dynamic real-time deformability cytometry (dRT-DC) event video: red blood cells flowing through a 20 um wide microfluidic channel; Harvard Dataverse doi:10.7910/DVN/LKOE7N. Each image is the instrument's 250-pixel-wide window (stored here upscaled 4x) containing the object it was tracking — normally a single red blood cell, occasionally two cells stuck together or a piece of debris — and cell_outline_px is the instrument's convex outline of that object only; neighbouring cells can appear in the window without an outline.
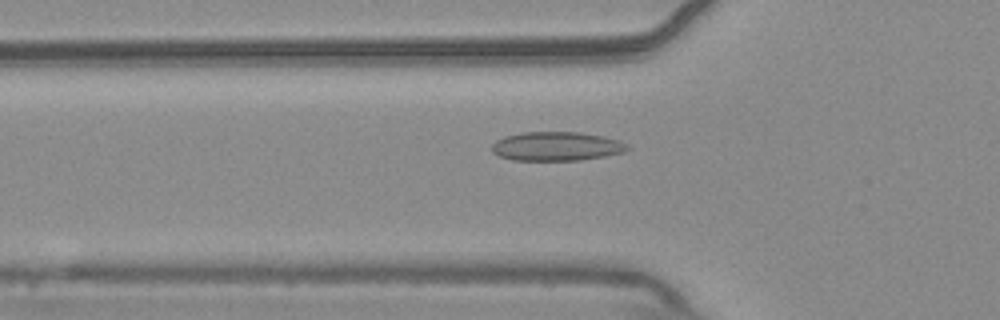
{"species": "common noctule bat (a hibernating species)", "species_latin": "Nyctalus noctula", "temperature_condition": "warm", "stored_images_in_passage": 55, "camera_frame_rate_fps": 3000, "um_per_image_px": 0.085, "animal": {"sex": "male", "body_mass_g": 20.4}, "frame": {"image": 1, "passage_image": 19, "time_ms": 6.0, "image_size_px": [1000, 320], "cell_outline_px": [[632, 148], [624, 152], [604, 156], [580, 160], [512, 160], [500, 156], [492, 152], [492, 144], [496, 140], [504, 136], [524, 132], [580, 132], [604, 136], [620, 140], [628, 144]], "centroid_in_image_um": [47.34, 12.43], "position_along_channel_um": 78.5, "area_um2": 23.06}}
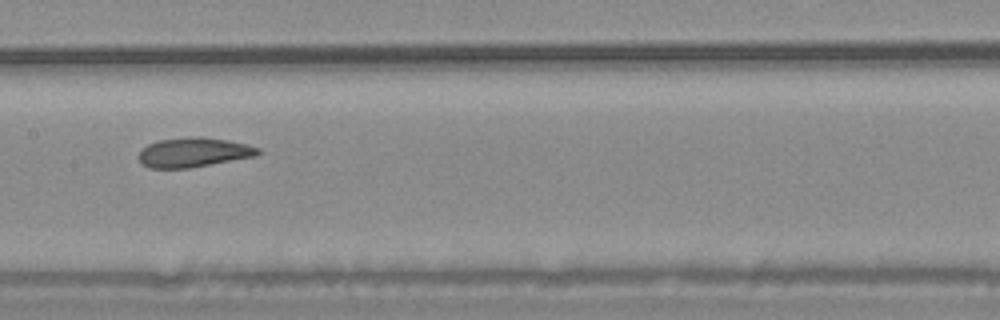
{"frame": {"image": 2, "passage_image": 28, "time_ms": 9.0, "image_size_px": [1000, 320], "cell_outline_px": [[260, 152], [256, 156], [188, 168], [148, 168], [136, 156], [148, 144], [160, 140], [196, 136], [204, 136], [228, 140], [248, 144], [260, 148]], "centroid_in_image_um": [16.48, 12.94], "position_along_channel_um": 190.9, "area_um2": 20.46}}
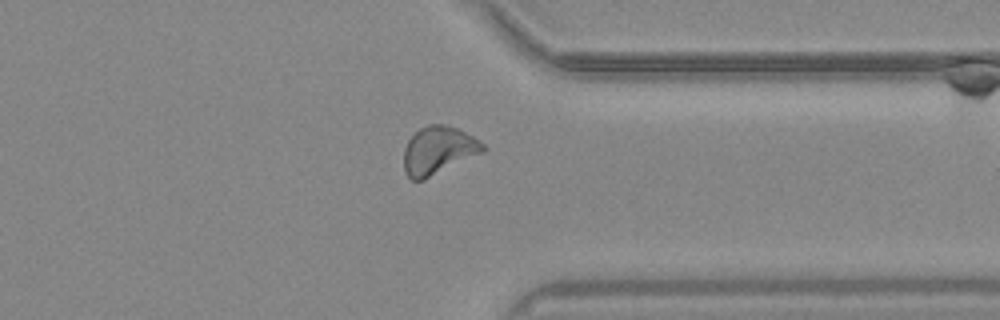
{"frame": {"image": 3, "passage_image": 43, "time_ms": 14.0, "image_size_px": [1000, 320], "cell_outline_px": [[488, 148], [484, 152], [424, 180], [412, 180], [404, 172], [404, 148], [408, 140], [420, 128], [428, 124], [444, 124], [456, 128], [480, 140]], "centroid_in_image_um": [37.27, 12.79], "position_along_channel_um": 374.1, "area_um2": 22.2}, "authors_computed_cell_mechanics": {"area_um2": 21.6172, "velocity_mm_per_s": 3.7168, "shape_relaxation_time_tau1_ms": null, "shape_relaxation_time_tau2_ms": 2.9064, "deformation_change_tau1": null, "deformation_change_tau2": 0.0816}}